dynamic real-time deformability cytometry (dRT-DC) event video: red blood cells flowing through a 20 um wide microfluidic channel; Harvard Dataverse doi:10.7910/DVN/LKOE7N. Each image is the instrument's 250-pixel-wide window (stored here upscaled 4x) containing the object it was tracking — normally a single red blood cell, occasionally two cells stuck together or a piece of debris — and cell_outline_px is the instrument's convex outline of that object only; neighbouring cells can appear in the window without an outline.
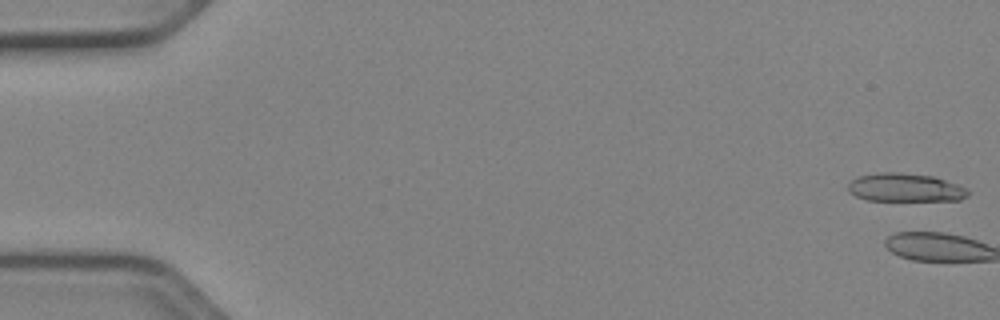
{"species": "Egyptian fruit bat (a non-hibernating species)", "species_latin": "Rousettus aegyptiacus", "temperature_condition": "cold", "stored_images_in_passage": 3, "camera_frame_rate_fps": 3000, "um_per_image_px": 0.085, "animal": {"sex": "female"}, "frame": {"image": 1, "passage_image": 1, "time_ms": 0.0, "image_size_px": [1000, 320], "cell_outline_px": [[968, 196], [960, 200], [868, 200], [856, 196], [848, 192], [848, 184], [852, 180], [860, 176], [880, 172], [896, 172], [932, 176], [968, 188]], "centroid_in_image_um": [76.93, 15.94], "position_along_channel_um": 8.1, "area_um2": 19.59}}